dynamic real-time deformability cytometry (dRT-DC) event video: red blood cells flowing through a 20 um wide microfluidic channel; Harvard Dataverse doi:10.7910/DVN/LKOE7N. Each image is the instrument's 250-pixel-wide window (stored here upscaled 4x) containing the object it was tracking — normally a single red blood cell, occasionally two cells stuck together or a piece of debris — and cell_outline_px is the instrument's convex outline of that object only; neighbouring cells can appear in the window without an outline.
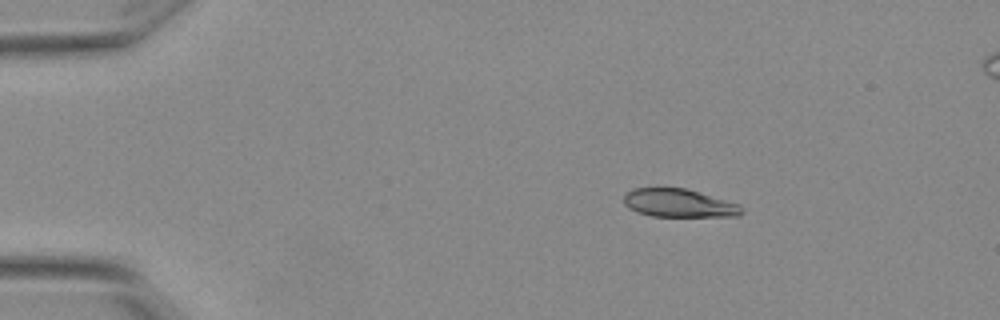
{"species": "Egyptian fruit bat (a non-hibernating species)", "species_latin": "Rousettus aegyptiacus", "temperature_condition": "warm", "stored_images_in_passage": 4, "camera_frame_rate_fps": 3000, "um_per_image_px": 0.085, "animal": {"sex": "female"}, "frame": {"image": 1, "passage_image": 2, "time_ms": 0.333, "image_size_px": [1000, 320], "cell_outline_px": [[744, 212], [736, 216], [652, 216], [636, 212], [628, 208], [624, 204], [624, 196], [632, 188], [684, 188], [740, 204]], "centroid_in_image_um": [57.69, 17.27], "position_along_channel_um": 27.3, "area_um2": 19.25}}